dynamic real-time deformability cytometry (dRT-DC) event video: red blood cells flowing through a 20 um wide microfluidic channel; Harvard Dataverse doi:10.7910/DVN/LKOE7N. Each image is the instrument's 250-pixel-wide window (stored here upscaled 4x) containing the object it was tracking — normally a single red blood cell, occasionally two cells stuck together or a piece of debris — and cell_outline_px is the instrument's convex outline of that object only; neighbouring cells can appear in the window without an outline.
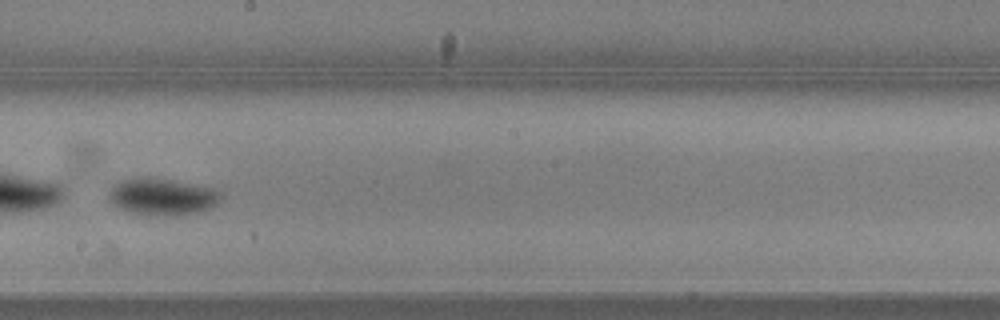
{"species": "common noctule bat (a hibernating species)", "species_latin": "Nyctalus noctula", "temperature_condition": "warm", "stored_images_in_passage": 9, "camera_frame_rate_fps": 3000, "um_per_image_px": 0.085, "animal": {"sex": "male", "body_mass_g": 20.5, "forearm_length_mm": 52.5}, "frame": {"image": 1, "passage_image": 9, "time_ms": 2.667, "image_size_px": [1000, 320], "cell_outline_px": [[224, 196], [212, 208], [200, 212], [176, 216], [148, 216], [128, 212], [116, 208], [112, 204], [108, 196], [112, 188], [116, 184], [124, 180], [140, 176], [148, 176], [216, 188], [224, 192]], "centroid_in_image_um": [13.84, 16.74], "position_along_channel_um": 234.4, "area_um2": 24.8}}